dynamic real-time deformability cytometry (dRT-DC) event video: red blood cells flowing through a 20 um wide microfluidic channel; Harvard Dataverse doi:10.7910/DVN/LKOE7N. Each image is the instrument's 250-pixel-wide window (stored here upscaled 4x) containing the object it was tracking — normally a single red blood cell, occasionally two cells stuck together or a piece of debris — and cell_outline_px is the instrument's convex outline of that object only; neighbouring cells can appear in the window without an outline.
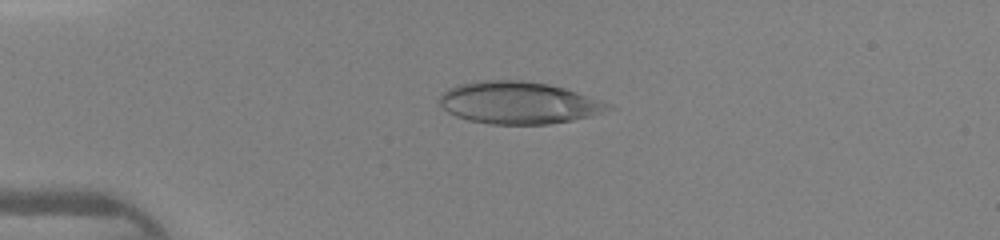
{"species": "human", "species_latin": "Homo sapiens", "temperature_condition": "warm", "stored_images_in_passage": 46, "camera_frame_rate_fps": 3000, "um_per_image_px": 0.085, "donor": {"sex": "female"}, "frame": {"image": 1, "passage_image": 12, "time_ms": 3.667, "image_size_px": [1000, 240], "cell_outline_px": [[616, 108], [588, 116], [572, 120], [548, 124], [492, 124], [468, 120], [456, 116], [448, 112], [436, 100], [448, 88], [460, 84], [480, 80], [520, 80], [548, 84], [564, 88], [612, 104]], "centroid_in_image_um": [44.06, 8.73], "position_along_channel_um": 40.9, "area_um2": 41.33}}
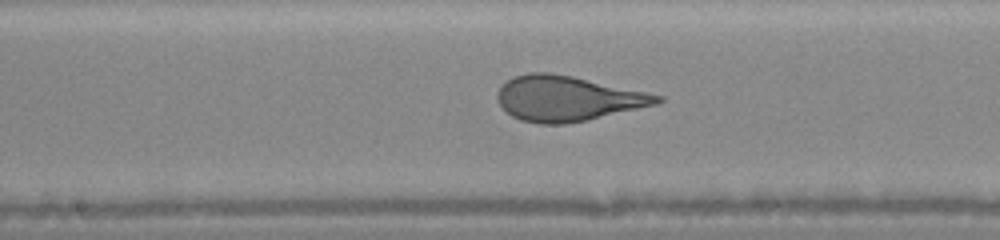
{"frame": {"image": 2, "passage_image": 25, "time_ms": 8.0, "image_size_px": [1000, 240], "cell_outline_px": [[664, 100], [656, 104], [588, 120], [564, 124], [540, 124], [520, 120], [512, 116], [496, 100], [496, 92], [500, 84], [512, 76], [528, 72], [548, 72], [572, 76], [664, 96]], "centroid_in_image_um": [48.17, 8.36], "position_along_channel_um": 200.0, "area_um2": 42.08}}
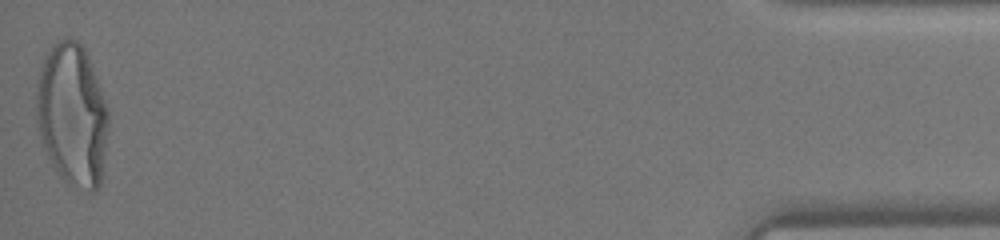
{"frame": {"image": 3, "passage_image": 46, "time_ms": 15.0, "image_size_px": [1000, 240], "cell_outline_px": [[108, 128], [100, 184], [92, 192], [88, 192], [64, 180], [60, 176], [52, 164], [44, 148], [36, 120], [36, 80], [44, 56], [52, 44], [68, 36], [76, 40], [84, 48], [88, 56], [108, 108]], "centroid_in_image_um": [6.12, 9.72], "position_along_channel_um": 429.1, "area_um2": 59.88}}